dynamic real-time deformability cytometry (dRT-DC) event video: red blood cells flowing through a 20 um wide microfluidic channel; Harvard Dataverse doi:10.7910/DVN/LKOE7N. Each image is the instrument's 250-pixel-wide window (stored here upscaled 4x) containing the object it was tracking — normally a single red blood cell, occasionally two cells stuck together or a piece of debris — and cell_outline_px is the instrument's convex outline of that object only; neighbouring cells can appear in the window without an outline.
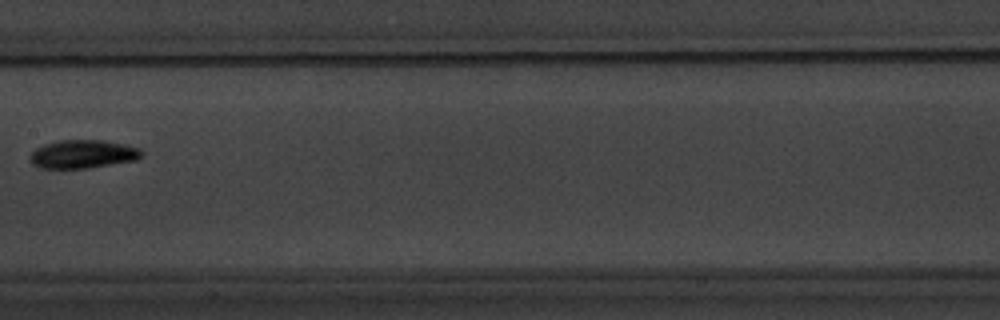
{"species": "common noctule bat (a hibernating species)", "species_latin": "Nyctalus noctula", "temperature_condition": "warm", "stored_images_in_passage": 5, "camera_frame_rate_fps": 3000, "um_per_image_px": 0.085, "animal": {"sex": "male", "body_mass_g": 20.1, "forearm_length_mm": 53.5}, "frame": {"image": 1, "passage_image": 4, "time_ms": 3.667, "image_size_px": [1000, 320], "cell_outline_px": [[144, 156], [136, 160], [88, 168], [40, 168], [32, 164], [28, 160], [28, 156], [36, 148], [44, 144], [56, 140], [104, 140], [124, 144], [140, 148], [144, 152]], "centroid_in_image_um": [7.04, 13.09], "position_along_channel_um": 200.4, "area_um2": 18.73}}
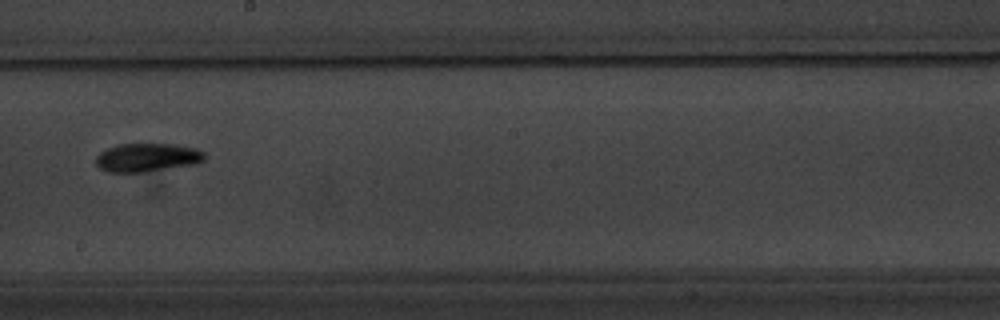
{"frame": {"image": 2, "passage_image": 5, "time_ms": 4.667, "image_size_px": [1000, 320], "cell_outline_px": [[204, 160], [196, 164], [144, 172], [108, 172], [100, 168], [96, 164], [96, 156], [100, 152], [108, 148], [120, 144], [176, 144], [196, 148], [204, 152]], "centroid_in_image_um": [12.52, 13.38], "position_along_channel_um": 235.7, "area_um2": 18.03}}